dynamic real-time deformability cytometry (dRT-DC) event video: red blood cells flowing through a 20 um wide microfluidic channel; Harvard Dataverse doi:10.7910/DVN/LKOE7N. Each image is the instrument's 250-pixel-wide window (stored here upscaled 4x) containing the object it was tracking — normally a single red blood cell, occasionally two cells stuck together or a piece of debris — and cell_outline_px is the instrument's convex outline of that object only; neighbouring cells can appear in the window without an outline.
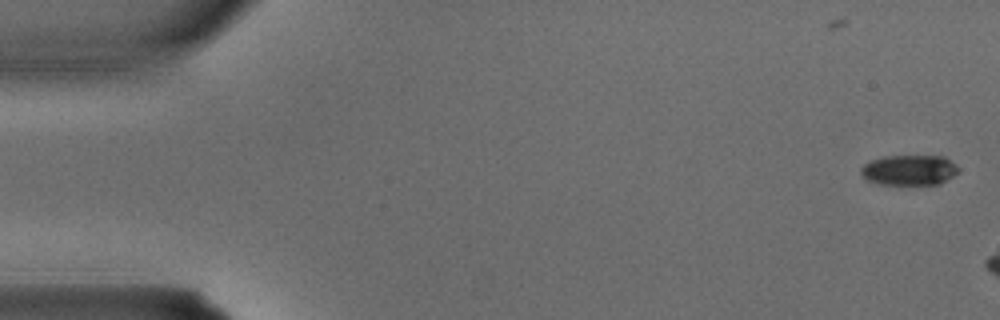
{"species": "common noctule bat (a hibernating species)", "species_latin": "Nyctalus noctula", "temperature_condition": "warm", "stored_images_in_passage": 4, "camera_frame_rate_fps": 3000, "um_per_image_px": 0.085, "animal": {"sex": "male", "body_mass_g": 15.6}, "frame": {"image": 1, "passage_image": 1, "time_ms": 0.0, "image_size_px": [1000, 320], "cell_outline_px": [[960, 168], [952, 176], [940, 184], [880, 184], [868, 180], [860, 172], [860, 168], [864, 164], [872, 160], [884, 156], [944, 156], [956, 164]], "centroid_in_image_um": [77.29, 14.45], "position_along_channel_um": 7.7, "area_um2": 17.11}}
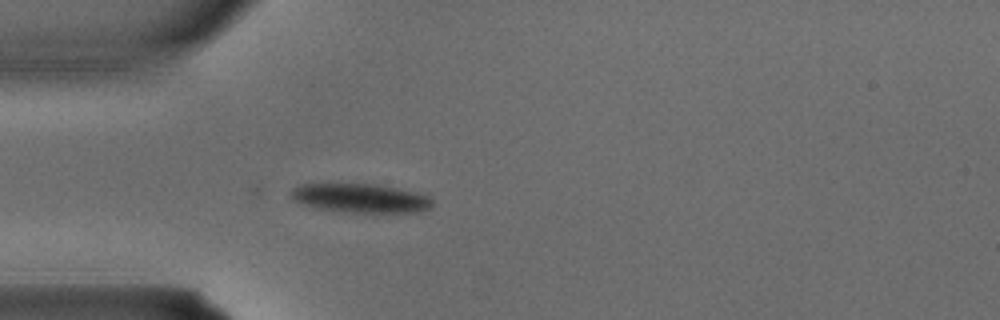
{"frame": {"image": 2, "passage_image": 4, "time_ms": 1.0, "image_size_px": [1000, 320], "cell_outline_px": [[432, 204], [428, 208], [412, 212], [352, 212], [320, 208], [304, 204], [292, 200], [288, 192], [292, 188], [300, 184], [380, 184], [416, 192], [428, 196], [432, 200]], "centroid_in_image_um": [30.6, 16.82], "position_along_channel_um": 54.4, "area_um2": 23.64}}